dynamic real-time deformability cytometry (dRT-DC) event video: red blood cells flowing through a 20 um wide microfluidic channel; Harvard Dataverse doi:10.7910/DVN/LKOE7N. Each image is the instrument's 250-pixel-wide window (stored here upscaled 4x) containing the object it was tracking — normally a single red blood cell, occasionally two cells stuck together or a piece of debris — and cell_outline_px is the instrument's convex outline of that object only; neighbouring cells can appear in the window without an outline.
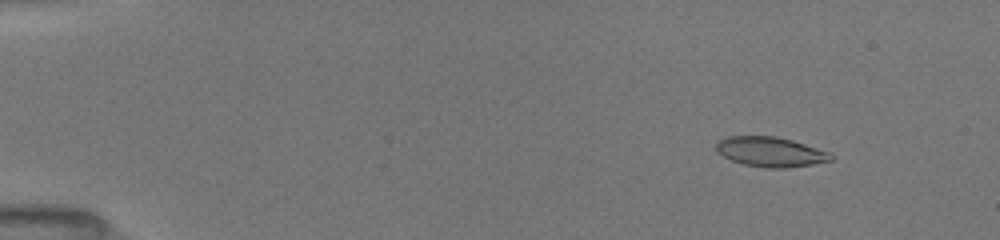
{"species": "common noctule bat (a hibernating species)", "species_latin": "Nyctalus noctula", "temperature_condition": "room temperature", "stored_images_in_passage": 57, "camera_frame_rate_fps": 3000, "um_per_image_px": 0.085, "animal": {"sex": "female", "body_mass_g": 19.5, "forearm_length_mm": 54.1}, "frame": {"image": 1, "passage_image": 8, "time_ms": 1.667, "image_size_px": [1000, 240], "cell_outline_px": [[836, 156], [832, 160], [812, 164], [784, 168], [768, 168], [744, 164], [732, 160], [716, 152], [716, 140], [728, 136], [776, 136], [792, 140], [832, 152]], "centroid_in_image_um": [65.52, 12.89], "position_along_channel_um": 19.5, "area_um2": 20.11}}
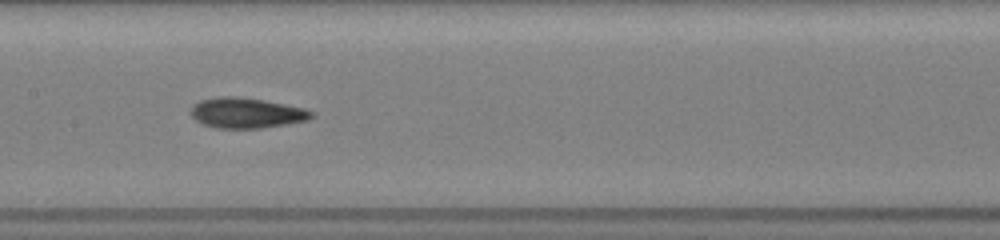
{"frame": {"image": 2, "passage_image": 39, "time_ms": 8.667, "image_size_px": [1000, 240], "cell_outline_px": [[316, 116], [308, 120], [288, 124], [260, 128], [216, 128], [204, 124], [196, 120], [188, 112], [192, 104], [200, 100], [220, 96], [236, 96], [264, 100], [304, 108], [312, 112]], "centroid_in_image_um": [20.93, 9.59], "position_along_channel_um": 186.5, "area_um2": 21.5}}
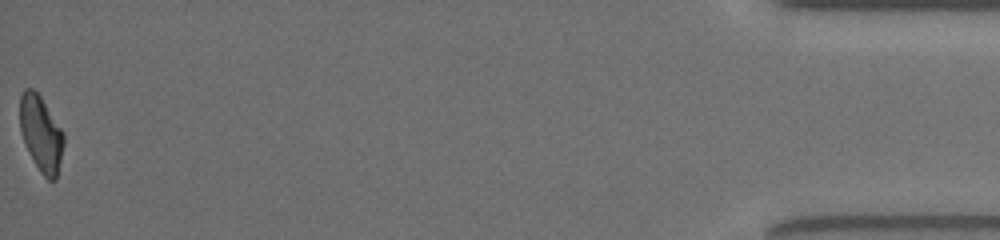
{"frame": {"image": 3, "passage_image": 57, "time_ms": 17.0, "image_size_px": [1000, 240], "cell_outline_px": [[64, 144], [56, 180], [48, 180], [40, 172], [28, 152], [24, 144], [20, 132], [20, 96], [24, 88], [32, 88], [40, 96], [64, 132]], "centroid_in_image_um": [3.48, 11.37], "position_along_channel_um": 431.7, "area_um2": 19.42}, "authors_computed_cell_mechanics": {"area_um2": 20.1722, "velocity_mm_per_s": 4.0229, "shape_relaxation_time_tau1_ms": 7.8421, "shape_relaxation_time_tau2_ms": 2.4695, "deformation_change_tau1": 0.2109, "deformation_change_tau2": 0.0975}}